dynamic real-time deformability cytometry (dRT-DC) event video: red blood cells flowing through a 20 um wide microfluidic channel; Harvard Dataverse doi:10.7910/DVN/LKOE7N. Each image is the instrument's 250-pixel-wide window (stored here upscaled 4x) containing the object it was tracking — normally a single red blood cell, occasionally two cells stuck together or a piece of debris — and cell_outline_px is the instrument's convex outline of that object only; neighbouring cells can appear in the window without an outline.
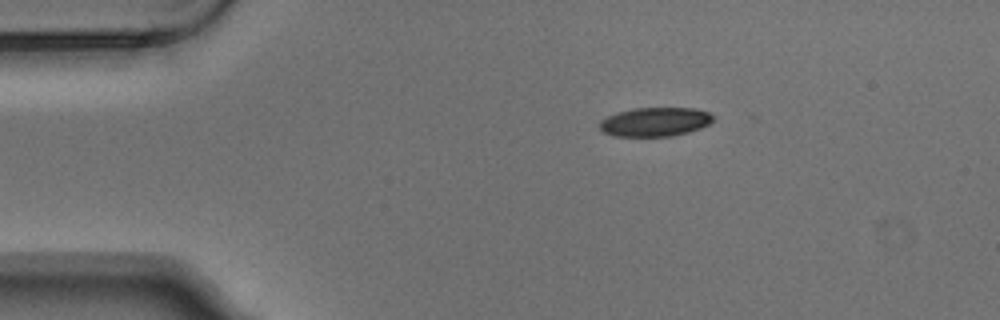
{"species": "Egyptian fruit bat (a non-hibernating species)", "species_latin": "Rousettus aegyptiacus", "temperature_condition": "warm", "stored_images_in_passage": 3, "camera_frame_rate_fps": 3000, "um_per_image_px": 0.085, "animal": {"sex": "male"}, "frame": {"image": 1, "passage_image": 1, "time_ms": 0.0, "image_size_px": [1000, 320], "cell_outline_px": [[716, 116], [708, 124], [700, 128], [688, 132], [672, 136], [612, 136], [604, 132], [600, 128], [600, 120], [616, 112], [632, 108], [696, 108], [708, 112]], "centroid_in_image_um": [55.68, 10.35], "position_along_channel_um": 29.3, "area_um2": 19.25}}
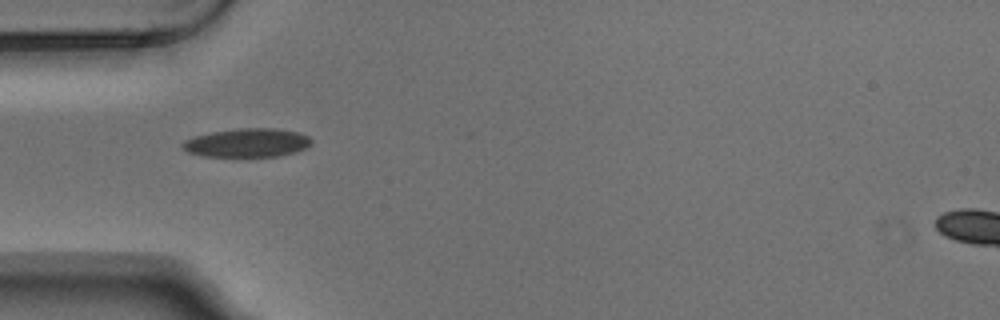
{"frame": {"image": 2, "passage_image": 3, "time_ms": 0.667, "image_size_px": [1000, 320], "cell_outline_px": [[312, 144], [296, 152], [276, 156], [204, 156], [188, 152], [180, 144], [184, 140], [192, 136], [212, 132], [240, 128], [276, 128], [300, 132], [308, 136], [312, 140]], "centroid_in_image_um": [21.02, 12.12], "position_along_channel_um": 64.0, "area_um2": 21.56}}